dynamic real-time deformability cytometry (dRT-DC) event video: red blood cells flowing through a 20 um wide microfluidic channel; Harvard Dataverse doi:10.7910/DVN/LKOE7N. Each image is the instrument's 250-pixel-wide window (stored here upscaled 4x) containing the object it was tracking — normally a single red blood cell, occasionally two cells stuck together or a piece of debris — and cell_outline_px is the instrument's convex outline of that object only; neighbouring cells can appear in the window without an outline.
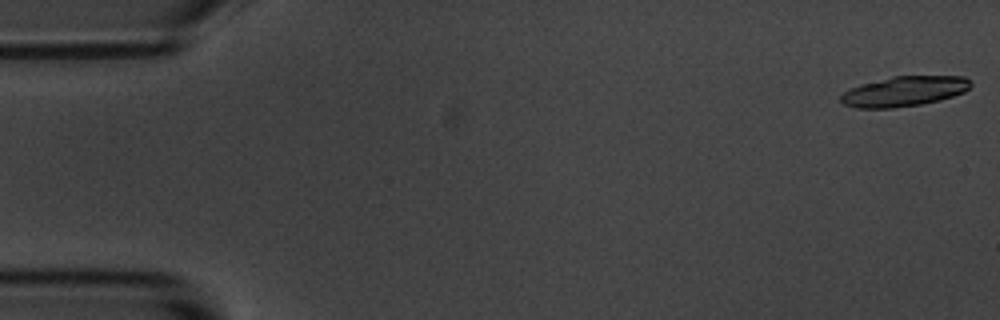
{"species": "common noctule bat (a hibernating species)", "species_latin": "Nyctalus noctula", "temperature_condition": "room temperature", "stored_images_in_passage": 16, "camera_frame_rate_fps": 3000, "um_per_image_px": 0.085, "animal": {"sex": "male", "body_mass_g": 20.1, "forearm_length_mm": 53.5}, "frame": {"image": 1, "passage_image": 1, "time_ms": 0.0, "image_size_px": [1000, 320], "cell_outline_px": [[972, 84], [964, 92], [940, 100], [920, 104], [892, 108], [856, 108], [844, 104], [840, 100], [840, 96], [844, 92], [860, 84], [892, 76], [964, 76], [972, 80]], "centroid_in_image_um": [76.87, 7.75], "position_along_channel_um": 8.1, "area_um2": 22.72}}
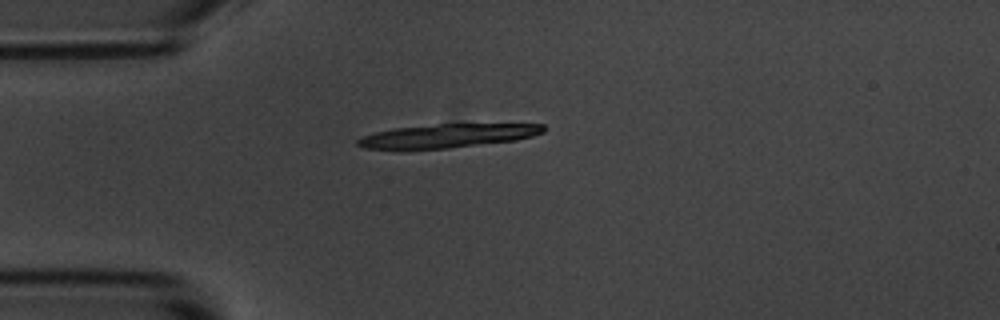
{"frame": {"image": 2, "passage_image": 14, "time_ms": 4.333, "image_size_px": [1000, 320], "cell_outline_px": [[544, 132], [532, 136], [516, 140], [448, 148], [404, 152], [400, 152], [364, 148], [356, 144], [356, 140], [360, 136], [392, 128], [440, 124], [544, 124]], "centroid_in_image_um": [37.87, 11.58], "position_along_channel_um": 47.1, "area_um2": 26.47}}